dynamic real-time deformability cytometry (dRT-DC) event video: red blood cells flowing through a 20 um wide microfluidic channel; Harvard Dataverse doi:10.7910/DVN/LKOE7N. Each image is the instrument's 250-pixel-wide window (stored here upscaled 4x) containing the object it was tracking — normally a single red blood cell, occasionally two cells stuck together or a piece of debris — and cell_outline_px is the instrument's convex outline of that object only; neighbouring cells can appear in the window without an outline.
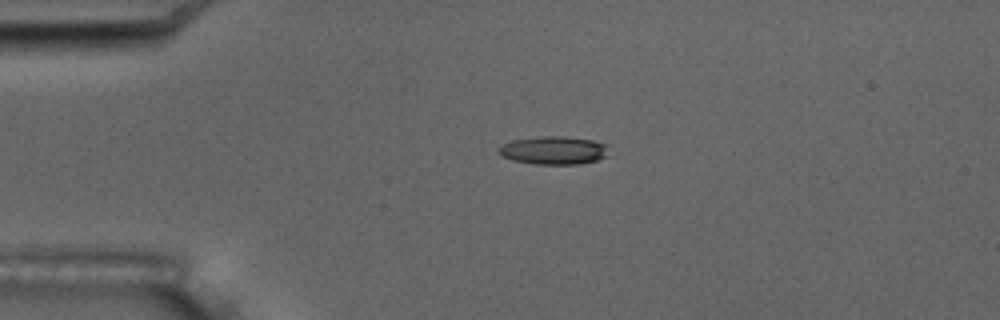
{"species": "common noctule bat (a hibernating species)", "species_latin": "Nyctalus noctula", "temperature_condition": "room temperature", "stored_images_in_passage": 5, "camera_frame_rate_fps": 3000, "um_per_image_px": 0.085, "animal": {"sex": "male", "body_mass_g": 17.5, "forearm_length_mm": 52.3}, "frame": {"image": 1, "passage_image": 4, "time_ms": 3.667, "image_size_px": [1000, 320], "cell_outline_px": [[608, 156], [596, 160], [580, 164], [536, 164], [512, 160], [500, 156], [496, 152], [496, 148], [512, 140], [540, 136], [564, 136], [592, 140], [608, 144]], "centroid_in_image_um": [47.05, 12.78], "position_along_channel_um": 38.0, "area_um2": 18.32}}